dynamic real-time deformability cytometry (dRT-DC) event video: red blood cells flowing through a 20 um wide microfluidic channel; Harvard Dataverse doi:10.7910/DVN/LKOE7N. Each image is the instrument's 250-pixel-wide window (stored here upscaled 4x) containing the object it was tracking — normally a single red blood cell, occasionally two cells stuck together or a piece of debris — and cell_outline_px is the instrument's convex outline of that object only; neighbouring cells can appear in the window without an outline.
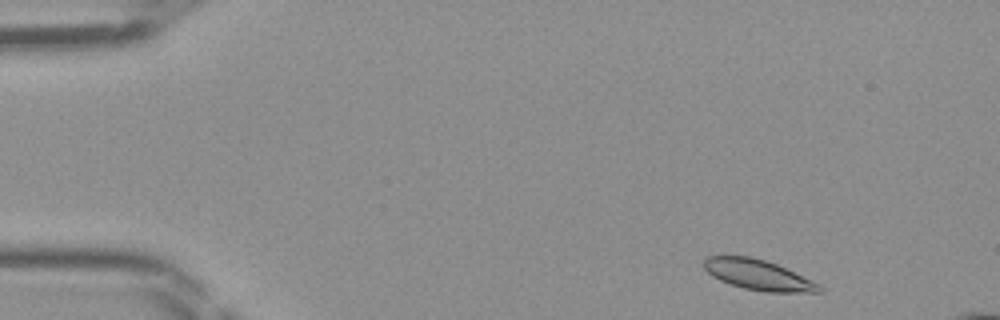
{"species": "Egyptian fruit bat (a non-hibernating species)", "species_latin": "Rousettus aegyptiacus", "temperature_condition": "room temperature", "stored_images_in_passage": 44, "camera_frame_rate_fps": 3000, "um_per_image_px": 0.085, "frame": {"image": 1, "passage_image": 2, "time_ms": 0.333, "image_size_px": [1000, 320], "cell_outline_px": [[824, 292], [764, 292], [744, 288], [720, 280], [712, 276], [704, 268], [704, 260], [708, 256], [748, 256], [764, 260], [776, 264], [812, 280], [820, 284], [824, 288]], "centroid_in_image_um": [64.48, 23.37], "position_along_channel_um": 20.5, "area_um2": 20.23}}
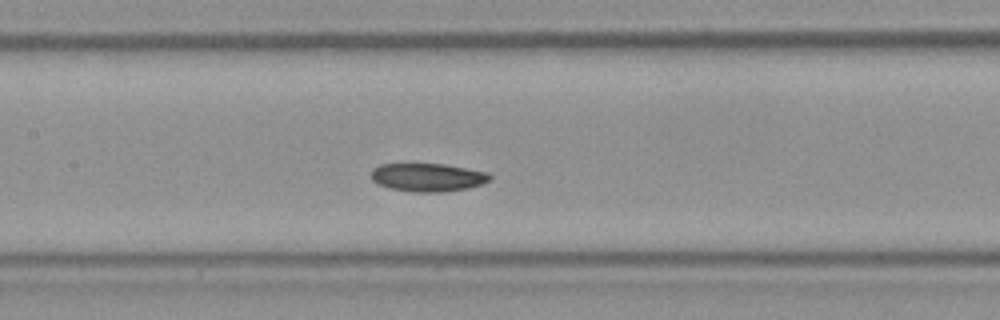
{"frame": {"image": 2, "passage_image": 19, "time_ms": 6.0, "image_size_px": [1000, 320], "cell_outline_px": [[492, 176], [488, 180], [480, 184], [468, 188], [440, 192], [412, 192], [388, 188], [372, 180], [372, 168], [380, 164], [444, 164], [488, 172]], "centroid_in_image_um": [36.34, 15.07], "position_along_channel_um": 171.1, "area_um2": 19.42}}
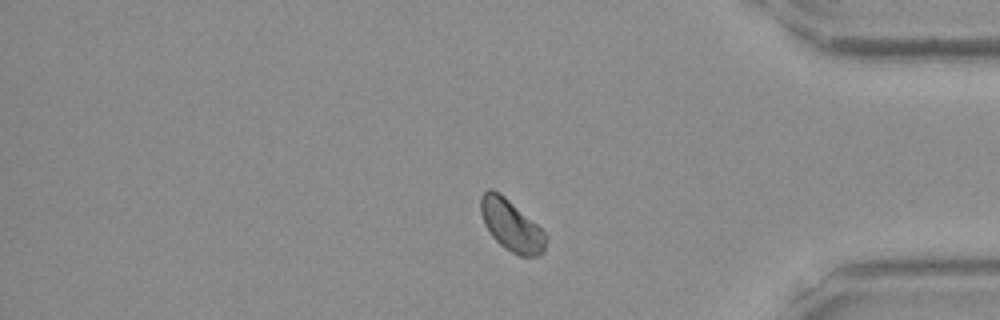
{"frame": {"image": 3, "passage_image": 36, "time_ms": 11.667, "image_size_px": [1000, 320], "cell_outline_px": [[548, 236], [544, 252], [540, 256], [520, 256], [512, 252], [500, 244], [492, 236], [484, 224], [480, 212], [480, 196], [488, 188], [492, 188], [500, 192], [536, 224]], "centroid_in_image_um": [43.45, 19.15], "position_along_channel_um": 391.7, "area_um2": 19.48}}